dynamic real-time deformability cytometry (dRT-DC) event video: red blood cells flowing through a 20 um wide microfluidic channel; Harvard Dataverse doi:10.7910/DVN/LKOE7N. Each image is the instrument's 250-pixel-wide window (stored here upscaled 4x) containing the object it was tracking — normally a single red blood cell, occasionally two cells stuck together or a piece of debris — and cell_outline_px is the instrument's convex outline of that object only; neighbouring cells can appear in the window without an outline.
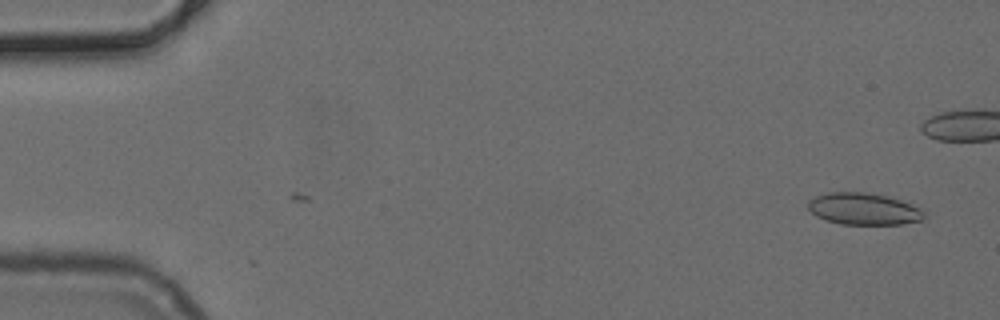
{"species": "common noctule bat (a hibernating species)", "species_latin": "Nyctalus noctula", "temperature_condition": "cold", "stored_images_in_passage": 2, "camera_frame_rate_fps": 3000, "um_per_image_px": 0.085, "animal": {"sex": "female", "body_mass_g": 24.6, "forearm_length_mm": 56.2}, "frame": {"image": 1, "passage_image": 2, "time_ms": 0.333, "image_size_px": [1000, 320], "cell_outline_px": [[924, 220], [900, 224], [840, 224], [824, 220], [816, 216], [808, 208], [808, 200], [816, 196], [828, 192], [864, 192], [888, 196], [924, 208]], "centroid_in_image_um": [73.43, 17.76], "position_along_channel_um": 11.6, "area_um2": 21.73}}